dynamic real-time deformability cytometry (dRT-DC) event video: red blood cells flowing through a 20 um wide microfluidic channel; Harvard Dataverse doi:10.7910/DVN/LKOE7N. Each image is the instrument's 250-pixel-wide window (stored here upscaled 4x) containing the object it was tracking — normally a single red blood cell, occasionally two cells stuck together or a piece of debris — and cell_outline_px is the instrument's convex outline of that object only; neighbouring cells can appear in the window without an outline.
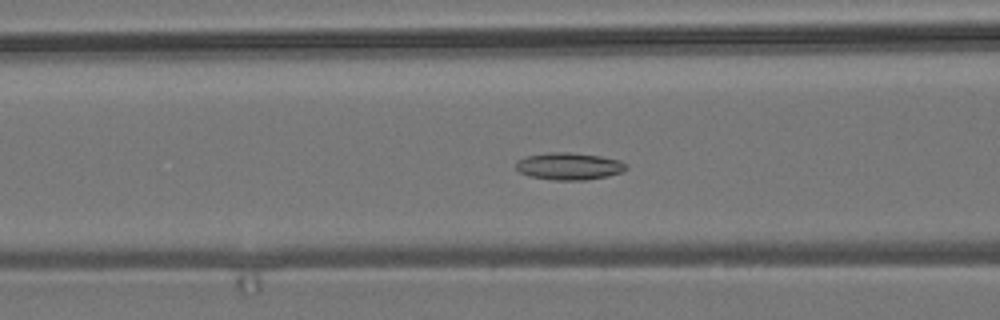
{"species": "common noctule bat (a hibernating species)", "species_latin": "Nyctalus noctula", "temperature_condition": "room temperature", "stored_images_in_passage": 53, "camera_frame_rate_fps": 3000, "um_per_image_px": 0.085, "animal": {"sex": "male", "body_mass_g": 19.2, "forearm_length_mm": 51.8}, "frame": {"image": 1, "passage_image": 23, "time_ms": 7.333, "image_size_px": [1000, 320], "cell_outline_px": [[628, 168], [624, 172], [608, 176], [584, 180], [552, 180], [528, 176], [520, 172], [516, 168], [516, 160], [524, 156], [548, 152], [568, 152], [600, 156], [620, 160], [628, 164]], "centroid_in_image_um": [48.37, 14.13], "position_along_channel_um": 118.2, "area_um2": 17.74}}
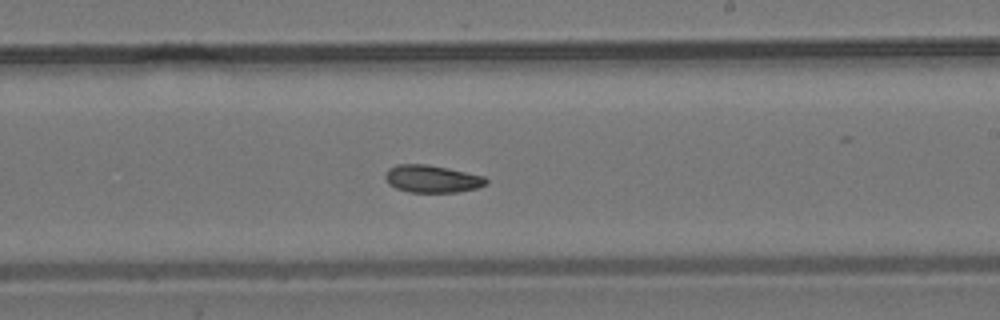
{"frame": {"image": 2, "passage_image": 34, "time_ms": 11.0, "image_size_px": [1000, 320], "cell_outline_px": [[488, 184], [476, 188], [456, 192], [408, 192], [396, 188], [388, 184], [384, 176], [388, 168], [396, 164], [428, 164], [448, 168], [484, 176], [488, 180]], "centroid_in_image_um": [36.7, 15.19], "position_along_channel_um": 252.3, "area_um2": 16.24}}
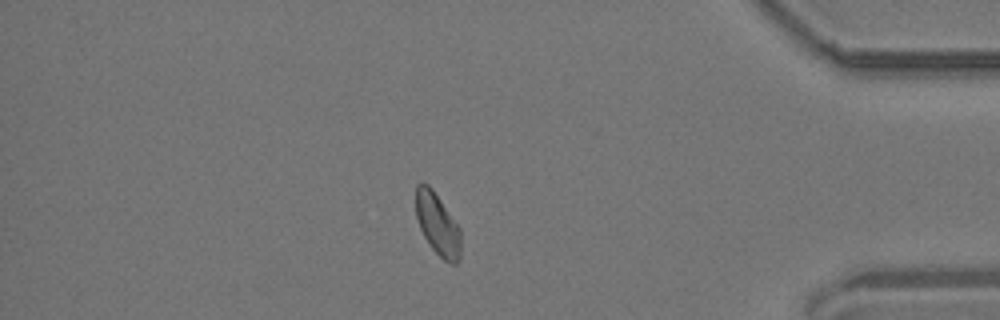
{"frame": {"image": 3, "passage_image": 49, "time_ms": 16.0, "image_size_px": [1000, 320], "cell_outline_px": [[460, 260], [456, 264], [452, 264], [444, 260], [432, 248], [424, 236], [420, 228], [416, 216], [416, 184], [428, 184], [432, 188], [460, 228]], "centroid_in_image_um": [37.2, 19.08], "position_along_channel_um": 398.0, "area_um2": 16.07}, "authors_computed_cell_mechanics": {"area_um2": 16.8776, "velocity_mm_per_s": 3.6512, "shape_relaxation_time_tau1_ms": null, "shape_relaxation_time_tau2_ms": 6.8993, "deformation_change_tau1": null, "deformation_change_tau2": 0.1007}}